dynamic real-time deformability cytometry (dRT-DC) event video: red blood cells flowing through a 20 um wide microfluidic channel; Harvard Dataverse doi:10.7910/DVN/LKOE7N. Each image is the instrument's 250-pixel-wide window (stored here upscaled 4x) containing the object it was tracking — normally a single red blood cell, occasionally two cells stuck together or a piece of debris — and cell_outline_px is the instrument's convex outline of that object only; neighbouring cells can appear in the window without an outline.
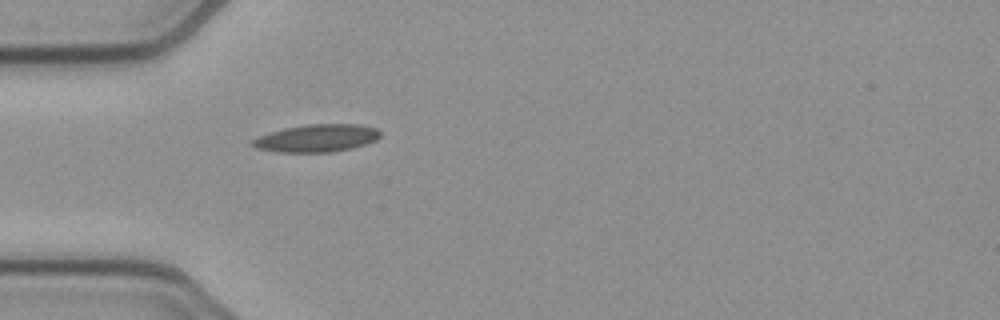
{"species": "common noctule bat (a hibernating species)", "species_latin": "Nyctalus noctula", "temperature_condition": "cold", "stored_images_in_passage": 34, "camera_frame_rate_fps": 3000, "um_per_image_px": 0.085, "animal": {"sex": "female", "body_mass_g": 21.9}, "frame": {"image": 1, "passage_image": 1, "time_ms": 0.0, "image_size_px": [1000, 320], "cell_outline_px": [[380, 136], [376, 140], [352, 148], [332, 152], [276, 152], [256, 148], [248, 144], [256, 136], [284, 128], [304, 124], [360, 124], [376, 128], [380, 132]], "centroid_in_image_um": [26.87, 11.74], "position_along_channel_um": 58.1, "area_um2": 20.75}}
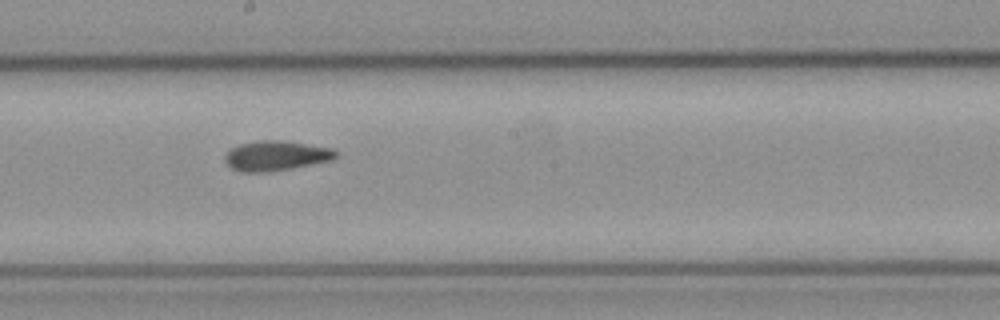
{"frame": {"image": 2, "passage_image": 14, "time_ms": 4.333, "image_size_px": [1000, 320], "cell_outline_px": [[340, 152], [332, 160], [292, 168], [268, 172], [240, 172], [232, 168], [224, 160], [224, 156], [232, 148], [240, 144], [260, 140], [284, 140], [332, 148]], "centroid_in_image_um": [23.48, 13.23], "position_along_channel_um": 224.7, "area_um2": 19.36}}
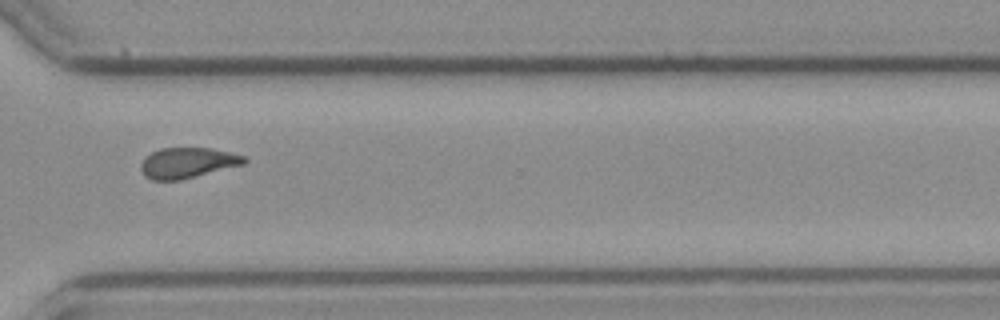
{"frame": {"image": 3, "passage_image": 24, "time_ms": 7.667, "image_size_px": [1000, 320], "cell_outline_px": [[248, 160], [244, 164], [180, 180], [152, 180], [144, 176], [140, 168], [140, 164], [144, 156], [160, 148], [212, 148], [244, 156]], "centroid_in_image_um": [15.9, 13.84], "position_along_channel_um": 354.7, "area_um2": 18.38}, "authors_computed_cell_mechanics": {"area_um2": 18.8428, "velocity_mm_per_s": 3.909, "shape_relaxation_time_tau1_ms": null, "shape_relaxation_time_tau2_ms": 4.7678, "deformation_change_tau1": null, "deformation_change_tau2": 0.1141}}